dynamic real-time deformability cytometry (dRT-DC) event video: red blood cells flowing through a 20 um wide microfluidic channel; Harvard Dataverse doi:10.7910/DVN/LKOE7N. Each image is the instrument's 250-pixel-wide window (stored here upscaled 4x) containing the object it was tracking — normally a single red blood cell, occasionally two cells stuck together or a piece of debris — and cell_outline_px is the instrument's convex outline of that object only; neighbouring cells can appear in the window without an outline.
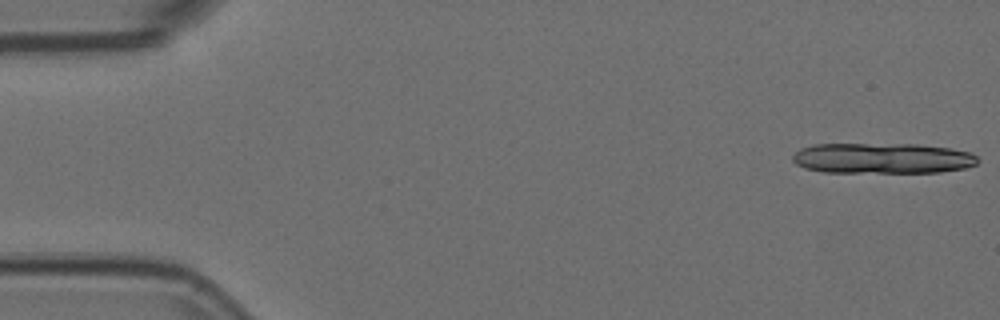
{"species": "Egyptian fruit bat (a non-hibernating species)", "species_latin": "Rousettus aegyptiacus", "temperature_condition": "room temperature", "stored_images_in_passage": 11, "camera_frame_rate_fps": 3000, "um_per_image_px": 0.085, "animal": {"sex": "female"}, "frame": {"image": 1, "passage_image": 1, "time_ms": 0.0, "image_size_px": [1000, 320], "cell_outline_px": [[980, 160], [976, 164], [964, 168], [940, 172], [824, 172], [804, 168], [796, 164], [792, 160], [792, 156], [800, 148], [816, 144], [916, 144], [948, 148], [972, 152]], "centroid_in_image_um": [75.0, 13.45], "position_along_channel_um": 10.0, "area_um2": 33.06}}